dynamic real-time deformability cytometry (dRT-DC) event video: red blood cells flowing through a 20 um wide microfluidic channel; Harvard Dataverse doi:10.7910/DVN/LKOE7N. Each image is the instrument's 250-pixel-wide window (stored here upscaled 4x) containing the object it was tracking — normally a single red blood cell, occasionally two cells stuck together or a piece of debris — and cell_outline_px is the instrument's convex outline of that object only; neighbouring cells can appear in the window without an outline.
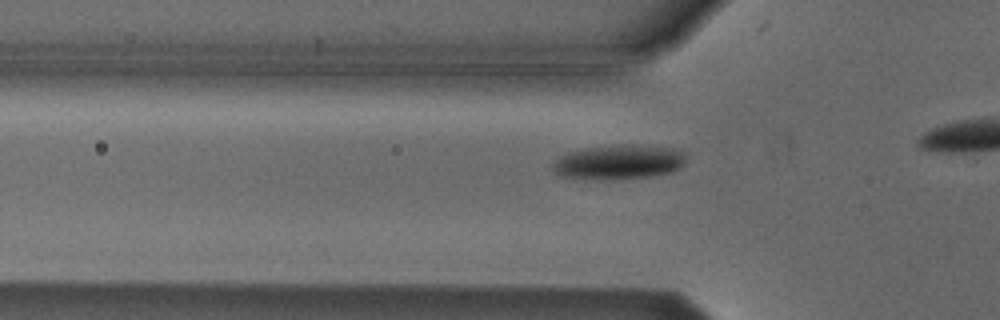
{"species": "Egyptian fruit bat (a non-hibernating species)", "species_latin": "Rousettus aegyptiacus", "temperature_condition": "cold", "stored_images_in_passage": 11, "camera_frame_rate_fps": 3000, "um_per_image_px": 0.085, "animal": {"sex": "male"}, "frame": {"image": 1, "passage_image": 5, "time_ms": 1.333, "image_size_px": [1000, 320], "cell_outline_px": [[684, 164], [680, 168], [672, 172], [648, 176], [600, 180], [560, 176], [552, 168], [552, 164], [560, 156], [568, 152], [584, 148], [620, 144], [632, 144], [672, 148], [684, 152]], "centroid_in_image_um": [52.58, 13.76], "position_along_channel_um": 73.2, "area_um2": 26.76}}
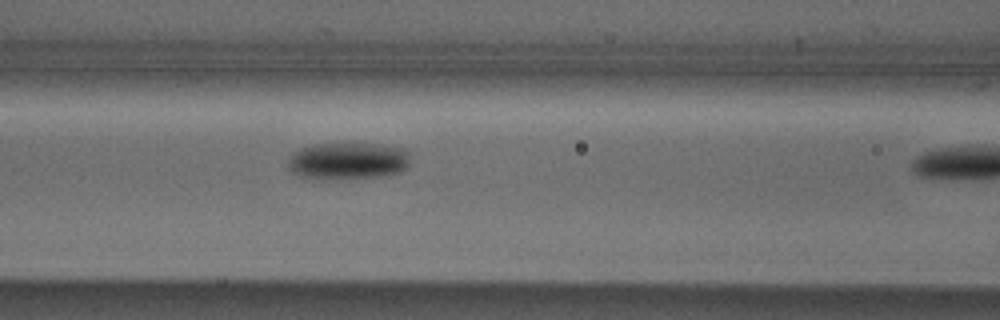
{"frame": {"image": 2, "passage_image": 10, "time_ms": 3.0, "image_size_px": [1000, 320], "cell_outline_px": [[412, 152], [408, 164], [400, 172], [380, 176], [312, 180], [300, 176], [292, 172], [288, 168], [288, 160], [292, 152], [300, 148], [312, 144], [380, 144], [404, 148]], "centroid_in_image_um": [29.55, 13.67], "position_along_channel_um": 137.1, "area_um2": 26.7}}